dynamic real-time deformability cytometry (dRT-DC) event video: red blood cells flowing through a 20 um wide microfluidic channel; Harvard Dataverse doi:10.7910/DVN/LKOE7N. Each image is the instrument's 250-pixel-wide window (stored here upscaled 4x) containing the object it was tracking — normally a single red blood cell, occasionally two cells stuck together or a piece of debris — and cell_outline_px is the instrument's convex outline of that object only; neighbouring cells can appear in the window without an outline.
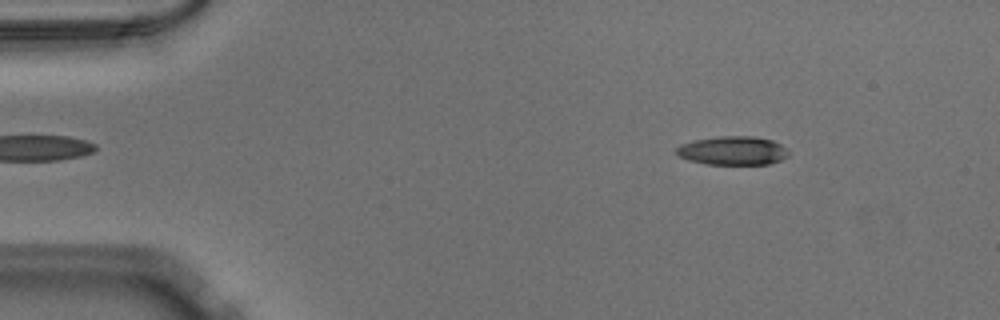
{"species": "Egyptian fruit bat (a non-hibernating species)", "species_latin": "Rousettus aegyptiacus", "temperature_condition": "warm", "stored_images_in_passage": 51, "camera_frame_rate_fps": 3000, "um_per_image_px": 0.085, "animal": {"sex": "male"}, "frame": {"image": 1, "passage_image": 7, "time_ms": 2.0, "image_size_px": [1000, 320], "cell_outline_px": [[788, 156], [780, 160], [768, 164], [708, 164], [688, 160], [680, 156], [676, 152], [676, 148], [680, 144], [696, 140], [720, 136], [756, 136], [772, 140], [780, 144], [788, 152]], "centroid_in_image_um": [62.28, 12.8], "position_along_channel_um": 22.7, "area_um2": 18.61}}
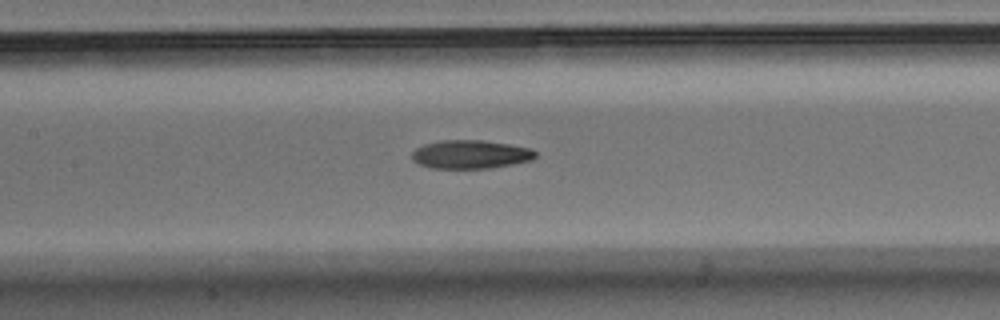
{"frame": {"image": 2, "passage_image": 24, "time_ms": 7.667, "image_size_px": [1000, 320], "cell_outline_px": [[536, 156], [532, 160], [492, 168], [428, 168], [412, 160], [412, 152], [416, 148], [424, 144], [440, 140], [484, 140], [508, 144], [528, 148], [536, 152]], "centroid_in_image_um": [39.97, 13.12], "position_along_channel_um": 167.4, "area_um2": 20.52}}
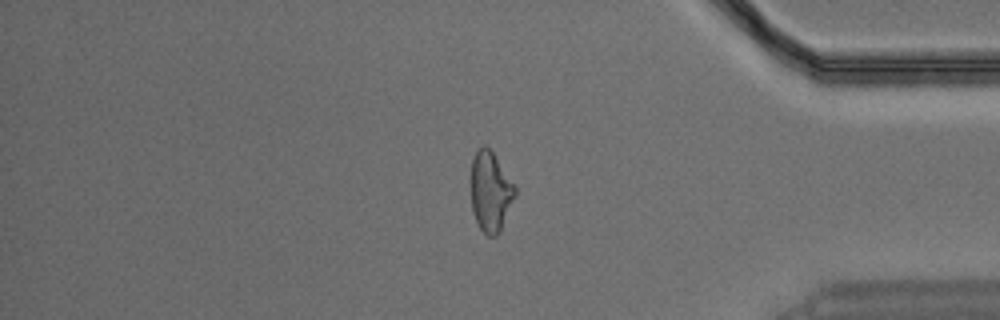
{"frame": {"image": 3, "passage_image": 43, "time_ms": 14.0, "image_size_px": [1000, 320], "cell_outline_px": [[516, 196], [500, 232], [496, 236], [488, 236], [480, 228], [472, 212], [468, 180], [472, 160], [476, 152], [484, 144], [492, 152], [516, 184]], "centroid_in_image_um": [41.67, 16.28], "position_along_channel_um": 393.5, "area_um2": 21.27}}